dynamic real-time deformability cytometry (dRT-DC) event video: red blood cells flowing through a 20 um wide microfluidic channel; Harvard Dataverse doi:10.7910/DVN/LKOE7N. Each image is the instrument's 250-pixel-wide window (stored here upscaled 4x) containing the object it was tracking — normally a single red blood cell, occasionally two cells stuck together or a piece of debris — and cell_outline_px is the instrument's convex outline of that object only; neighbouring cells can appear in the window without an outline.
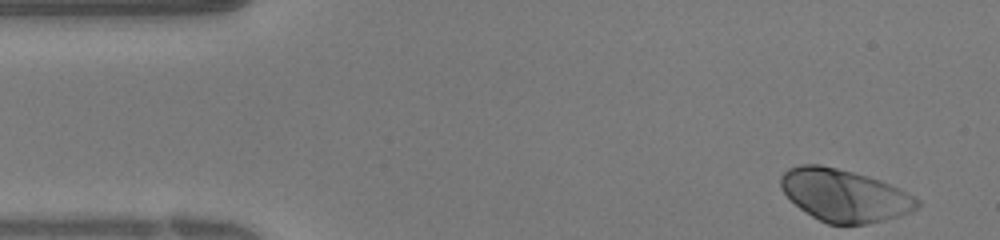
{"species": "human", "species_latin": "Homo sapiens", "temperature_condition": "warm", "stored_images_in_passage": 34, "camera_frame_rate_fps": 3000, "um_per_image_px": 0.085, "donor": {"sex": "female"}, "frame": {"image": 1, "passage_image": 1, "time_ms": 0.0, "image_size_px": [1000, 240], "cell_outline_px": [[920, 204], [916, 208], [900, 216], [868, 224], [828, 224], [812, 216], [800, 208], [780, 188], [780, 176], [788, 168], [800, 164], [820, 164], [868, 176], [880, 180], [916, 196], [920, 200]], "centroid_in_image_um": [71.77, 16.6], "position_along_channel_um": 13.2, "area_um2": 41.44}}
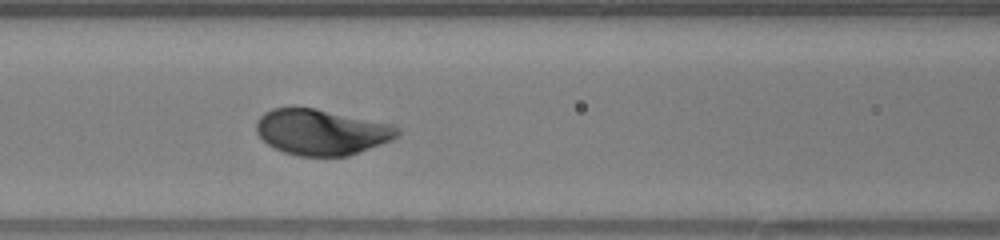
{"frame": {"image": 2, "passage_image": 14, "time_ms": 4.333, "image_size_px": [1000, 240], "cell_outline_px": [[400, 132], [392, 140], [360, 152], [348, 156], [300, 156], [284, 152], [268, 144], [256, 132], [256, 120], [264, 112], [272, 108], [292, 104], [316, 108], [392, 124], [400, 128]], "centroid_in_image_um": [27.29, 11.19], "position_along_channel_um": 139.3, "area_um2": 38.21}}
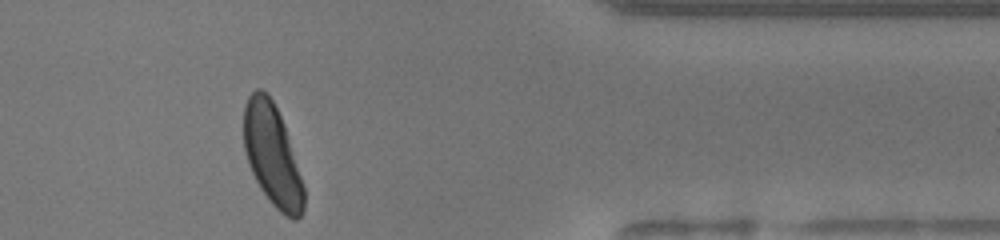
{"frame": {"image": 3, "passage_image": 30, "time_ms": 9.667, "image_size_px": [1000, 240], "cell_outline_px": [[304, 212], [296, 220], [292, 220], [284, 216], [268, 200], [260, 188], [248, 164], [244, 148], [244, 104], [248, 96], [256, 88], [260, 88], [268, 92], [284, 124], [304, 188]], "centroid_in_image_um": [23.13, 13.2], "position_along_channel_um": 388.3, "area_um2": 35.49}}